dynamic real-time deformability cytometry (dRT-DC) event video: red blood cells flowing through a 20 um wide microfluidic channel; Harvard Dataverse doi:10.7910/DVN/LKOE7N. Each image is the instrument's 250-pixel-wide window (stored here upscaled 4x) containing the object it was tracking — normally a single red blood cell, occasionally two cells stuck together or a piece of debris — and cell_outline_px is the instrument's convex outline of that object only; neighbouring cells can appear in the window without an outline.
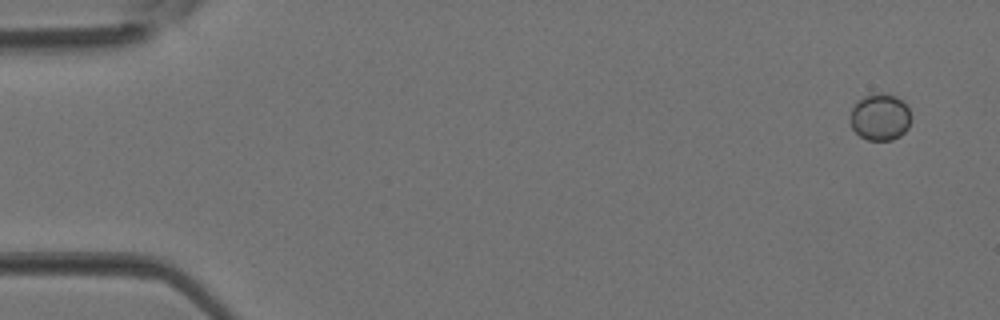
{"species": "Egyptian fruit bat (a non-hibernating species)", "species_latin": "Rousettus aegyptiacus", "temperature_condition": "room temperature", "stored_images_in_passage": 4, "camera_frame_rate_fps": 3000, "um_per_image_px": 0.085, "animal": {"sex": "female"}, "frame": {"image": 1, "passage_image": 1, "time_ms": 0.0, "image_size_px": [1000, 320], "cell_outline_px": [[912, 116], [908, 128], [900, 136], [892, 140], [868, 140], [860, 136], [852, 128], [852, 104], [856, 100], [872, 92], [884, 92], [896, 96], [908, 108]], "centroid_in_image_um": [74.81, 9.92], "position_along_channel_um": 10.2, "area_um2": 16.76}}
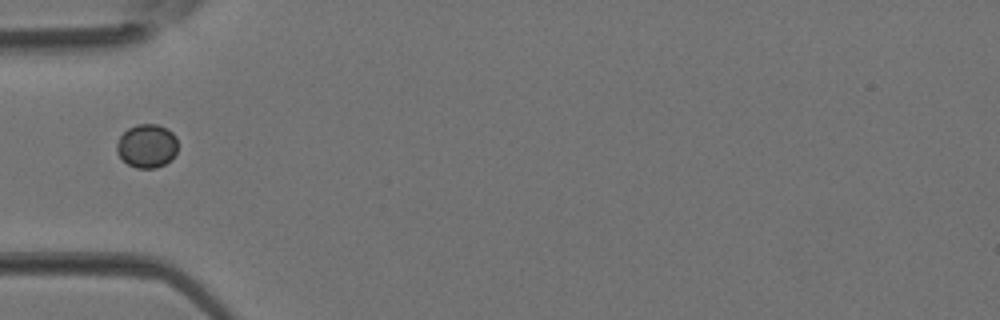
{"frame": {"image": 2, "passage_image": 4, "time_ms": 1.0, "image_size_px": [1000, 320], "cell_outline_px": [[176, 152], [172, 160], [156, 168], [136, 168], [128, 164], [116, 152], [116, 144], [120, 136], [128, 128], [136, 124], [156, 124], [168, 128], [176, 136]], "centroid_in_image_um": [12.49, 12.4], "position_along_channel_um": 72.5, "area_um2": 15.61}}